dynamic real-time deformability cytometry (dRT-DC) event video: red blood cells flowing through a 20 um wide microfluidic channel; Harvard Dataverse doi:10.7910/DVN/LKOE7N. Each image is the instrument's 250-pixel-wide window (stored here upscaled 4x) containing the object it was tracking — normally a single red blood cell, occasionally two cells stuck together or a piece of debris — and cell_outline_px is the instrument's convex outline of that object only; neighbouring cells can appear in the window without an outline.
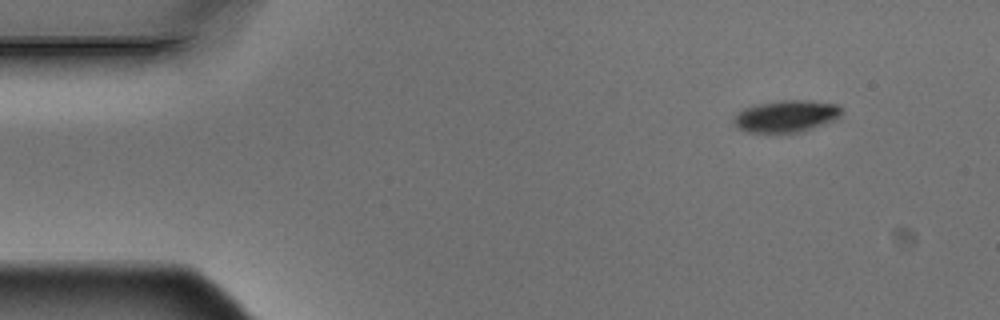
{"species": "Egyptian fruit bat (a non-hibernating species)", "species_latin": "Rousettus aegyptiacus", "temperature_condition": "warm", "stored_images_in_passage": 5, "camera_frame_rate_fps": 3000, "um_per_image_px": 0.085, "animal": {"sex": "male"}, "frame": {"image": 1, "passage_image": 1, "time_ms": 0.0, "image_size_px": [1000, 320], "cell_outline_px": [[844, 112], [836, 120], [800, 132], [748, 132], [740, 128], [732, 120], [744, 108], [760, 104], [780, 100], [808, 100], [840, 104], [844, 108]], "centroid_in_image_um": [66.94, 9.86], "position_along_channel_um": 18.1, "area_um2": 20.0}}
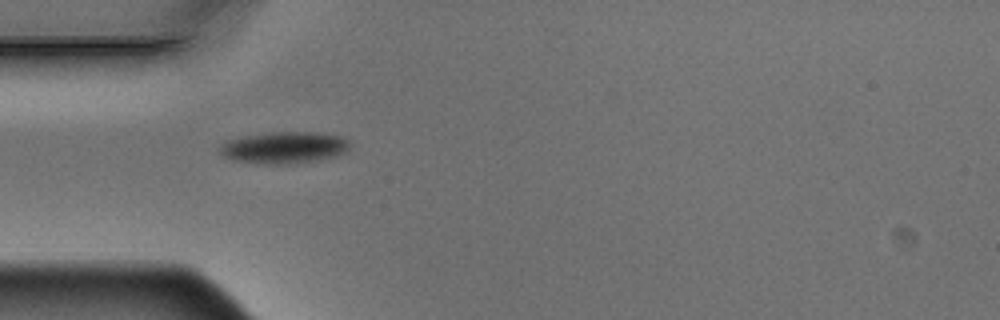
{"frame": {"image": 2, "passage_image": 4, "time_ms": 1.0, "image_size_px": [1000, 320], "cell_outline_px": [[352, 144], [348, 152], [336, 156], [320, 160], [288, 164], [268, 164], [240, 160], [224, 156], [220, 152], [220, 148], [228, 140], [248, 136], [272, 132], [316, 132], [340, 136], [348, 140]], "centroid_in_image_um": [24.29, 12.54], "position_along_channel_um": 60.7, "area_um2": 23.76}}
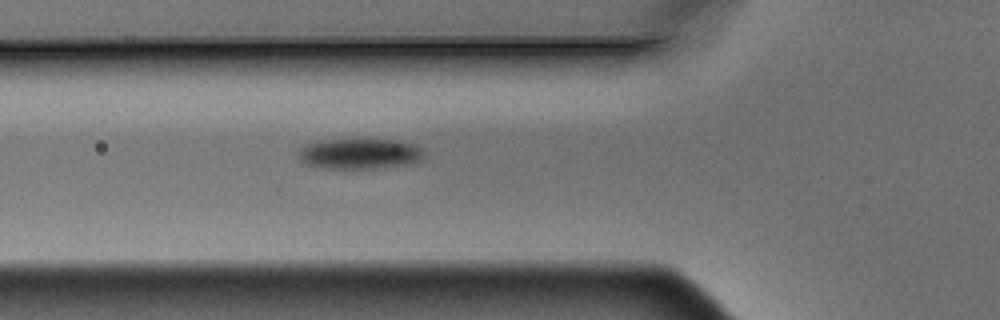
{"frame": {"image": 3, "passage_image": 5, "time_ms": 1.333, "image_size_px": [1000, 320], "cell_outline_px": [[424, 160], [412, 164], [384, 168], [320, 168], [304, 164], [296, 156], [296, 152], [308, 144], [328, 140], [396, 140], [412, 144], [420, 148], [424, 152]], "centroid_in_image_um": [30.59, 13.1], "position_along_channel_um": 95.2, "area_um2": 22.43}}